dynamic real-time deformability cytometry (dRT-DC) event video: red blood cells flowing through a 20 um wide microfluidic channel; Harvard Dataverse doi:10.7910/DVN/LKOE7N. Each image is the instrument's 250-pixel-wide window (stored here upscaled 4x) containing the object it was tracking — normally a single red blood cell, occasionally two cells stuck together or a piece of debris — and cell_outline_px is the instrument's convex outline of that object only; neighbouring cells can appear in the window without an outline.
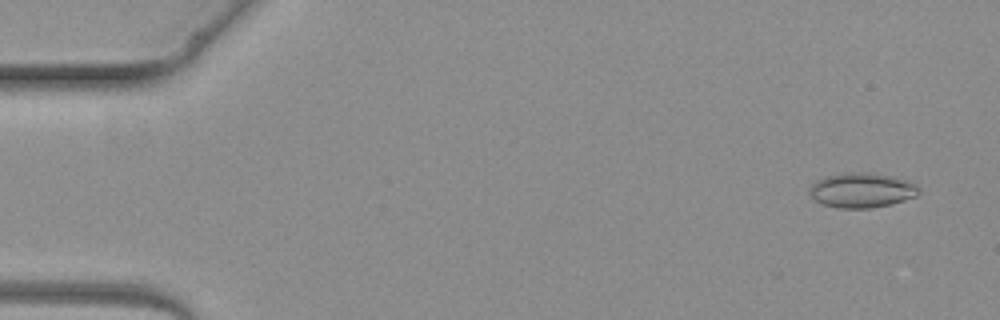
{"species": "common noctule bat (a hibernating species)", "species_latin": "Nyctalus noctula", "temperature_condition": "warm", "stored_images_in_passage": 4, "camera_frame_rate_fps": 3000, "um_per_image_px": 0.085, "animal": {"sex": "female", "body_mass_g": 19.3, "forearm_length_mm": 54.1}, "frame": {"image": 1, "passage_image": 4, "time_ms": 5.0, "image_size_px": [1000, 320], "cell_outline_px": [[920, 192], [916, 196], [892, 204], [872, 208], [836, 208], [824, 204], [816, 200], [808, 192], [812, 184], [816, 180], [828, 176], [852, 172], [868, 172], [892, 176], [904, 180], [920, 188]], "centroid_in_image_um": [73.25, 16.18], "position_along_channel_um": 11.8, "area_um2": 21.96}}